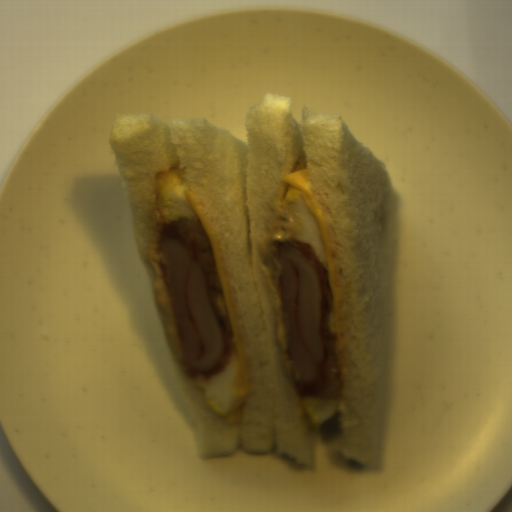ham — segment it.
<instances>
[{
    "label": "ham",
    "mask_w": 512,
    "mask_h": 512,
    "mask_svg": "<svg viewBox=\"0 0 512 512\" xmlns=\"http://www.w3.org/2000/svg\"><path fill=\"white\" fill-rule=\"evenodd\" d=\"M157 245L185 367L212 373L227 359L232 329L206 233L198 221L177 218L161 226Z\"/></svg>",
    "instance_id": "2"
},
{
    "label": "ham",
    "mask_w": 512,
    "mask_h": 512,
    "mask_svg": "<svg viewBox=\"0 0 512 512\" xmlns=\"http://www.w3.org/2000/svg\"><path fill=\"white\" fill-rule=\"evenodd\" d=\"M264 262L282 305L286 345L299 397L337 399L342 392L336 333L329 314L333 293L328 271L311 245L294 238L272 243Z\"/></svg>",
    "instance_id": "1"
}]
</instances>
